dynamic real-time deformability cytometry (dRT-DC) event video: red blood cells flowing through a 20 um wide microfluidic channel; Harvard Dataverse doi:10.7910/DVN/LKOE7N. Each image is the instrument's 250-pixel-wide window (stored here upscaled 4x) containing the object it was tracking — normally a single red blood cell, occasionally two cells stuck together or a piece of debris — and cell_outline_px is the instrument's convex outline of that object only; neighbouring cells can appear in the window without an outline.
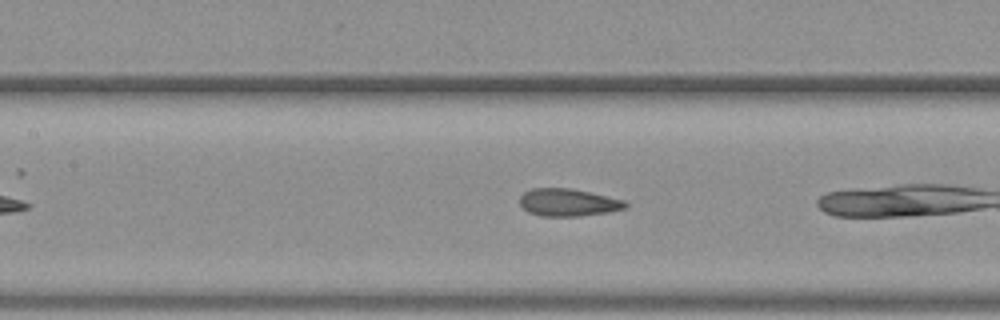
{"species": "common noctule bat (a hibernating species)", "species_latin": "Nyctalus noctula", "temperature_condition": "warm", "stored_images_in_passage": 18, "camera_frame_rate_fps": 3000, "um_per_image_px": 0.085, "animal": {"sex": "female", "body_mass_g": 19.3, "forearm_length_mm": 54.1}, "frame": {"image": 1, "passage_image": 13, "time_ms": 4.0, "image_size_px": [1000, 320], "cell_outline_px": [[628, 208], [608, 212], [580, 216], [540, 216], [528, 212], [520, 204], [520, 196], [524, 192], [532, 188], [572, 188], [628, 200]], "centroid_in_image_um": [48.35, 17.2], "position_along_channel_um": 159.1, "area_um2": 17.22}}
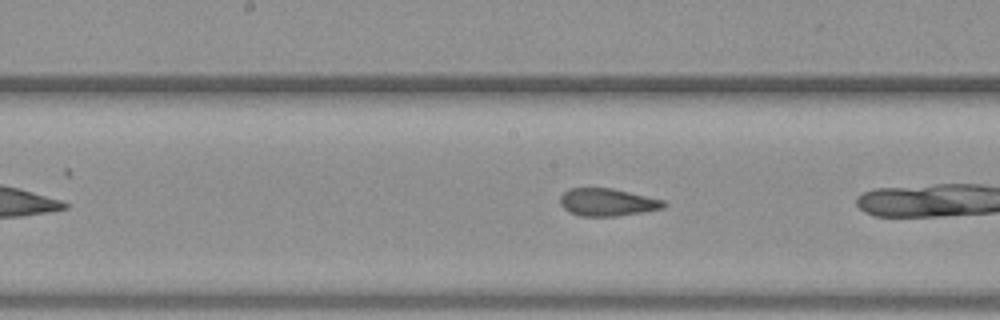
{"frame": {"image": 2, "passage_image": 16, "time_ms": 5.0, "image_size_px": [1000, 320], "cell_outline_px": [[668, 204], [664, 208], [616, 216], [580, 216], [568, 212], [560, 204], [560, 196], [568, 188], [612, 188], [664, 200]], "centroid_in_image_um": [51.61, 17.19], "position_along_channel_um": 196.6, "area_um2": 16.65}}